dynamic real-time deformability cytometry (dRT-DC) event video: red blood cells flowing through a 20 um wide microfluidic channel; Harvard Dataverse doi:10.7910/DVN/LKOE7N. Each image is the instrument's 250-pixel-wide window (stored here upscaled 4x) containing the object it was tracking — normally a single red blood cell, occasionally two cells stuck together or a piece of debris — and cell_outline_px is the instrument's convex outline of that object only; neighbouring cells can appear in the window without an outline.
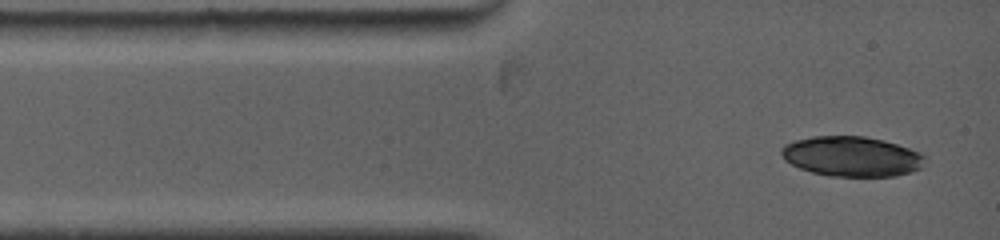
{"species": "common noctule bat (a hibernating species)", "species_latin": "Nyctalus noctula", "temperature_condition": "warm", "stored_images_in_passage": 2, "camera_frame_rate_fps": 5000, "um_per_image_px": 0.085, "animal": {"sex": "female", "body_mass_g": 19.0, "forearm_length_mm": 53.3}, "frame": {"image": 1, "passage_image": 1, "time_ms": 0.0, "image_size_px": [1000, 240], "cell_outline_px": [[928, 156], [920, 168], [896, 176], [828, 176], [812, 172], [800, 168], [784, 160], [780, 152], [780, 148], [784, 144], [796, 140], [812, 136], [864, 136], [884, 140], [920, 152]], "centroid_in_image_um": [72.38, 13.29], "position_along_channel_um": 12.6, "area_um2": 33.58}}